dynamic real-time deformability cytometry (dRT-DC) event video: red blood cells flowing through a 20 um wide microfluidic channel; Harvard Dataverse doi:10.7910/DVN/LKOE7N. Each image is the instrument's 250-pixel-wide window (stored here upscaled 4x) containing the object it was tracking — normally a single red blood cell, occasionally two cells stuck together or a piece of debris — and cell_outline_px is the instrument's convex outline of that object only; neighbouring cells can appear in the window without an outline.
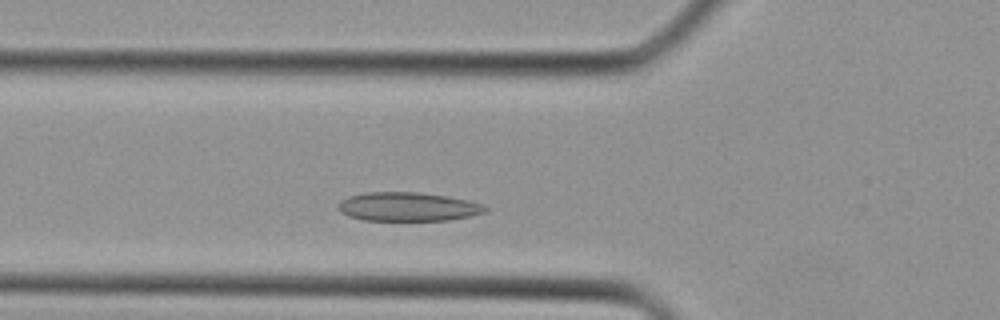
{"species": "Egyptian fruit bat (a non-hibernating species)", "species_latin": "Rousettus aegyptiacus", "temperature_condition": "cold", "stored_images_in_passage": 32, "camera_frame_rate_fps": 3000, "um_per_image_px": 0.085, "animal": {"sex": "female"}, "frame": {"image": 1, "passage_image": 6, "time_ms": 1.667, "image_size_px": [1000, 320], "cell_outline_px": [[488, 208], [484, 212], [472, 216], [448, 220], [364, 220], [348, 216], [340, 212], [336, 208], [340, 200], [348, 196], [368, 192], [420, 192], [448, 196], [468, 200], [480, 204]], "centroid_in_image_um": [34.63, 17.57], "position_along_channel_um": 91.2, "area_um2": 24.8}}
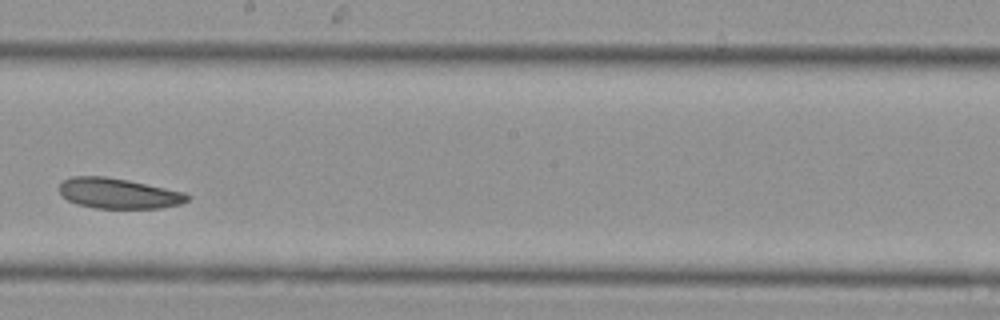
{"frame": {"image": 2, "passage_image": 15, "time_ms": 4.667, "image_size_px": [1000, 320], "cell_outline_px": [[192, 196], [188, 200], [180, 204], [160, 208], [96, 208], [76, 204], [68, 200], [60, 192], [60, 184], [64, 180], [72, 176], [104, 176], [128, 180], [184, 192]], "centroid_in_image_um": [10.08, 16.44], "position_along_channel_um": 238.1, "area_um2": 22.54}}
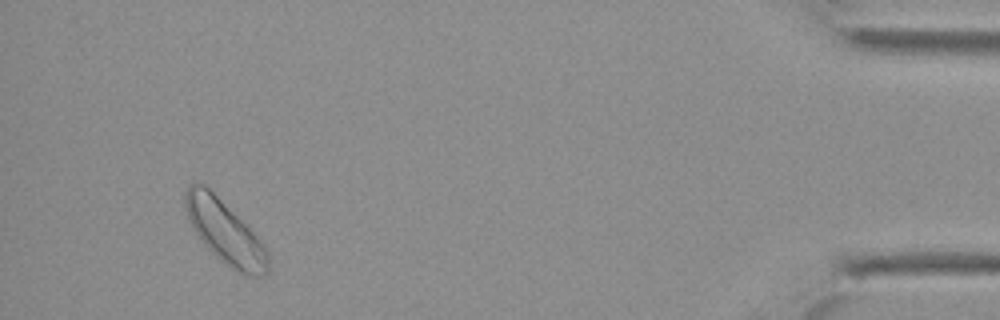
{"frame": {"image": 3, "passage_image": 30, "time_ms": 9.667, "image_size_px": [1000, 320], "cell_outline_px": [[268, 272], [264, 276], [244, 276], [232, 268], [216, 256], [200, 240], [192, 228], [184, 208], [184, 196], [188, 184], [200, 180], [208, 184], [264, 244], [268, 252]], "centroid_in_image_um": [19.08, 19.65], "position_along_channel_um": 416.1, "area_um2": 30.92}}